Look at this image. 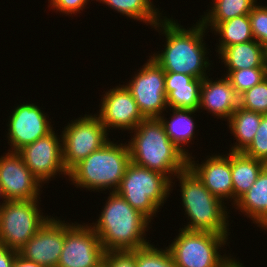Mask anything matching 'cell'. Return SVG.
<instances>
[{"label": "cell", "instance_id": "obj_1", "mask_svg": "<svg viewBox=\"0 0 267 267\" xmlns=\"http://www.w3.org/2000/svg\"><path fill=\"white\" fill-rule=\"evenodd\" d=\"M197 21L186 29L175 19L164 16L153 27L158 33L164 34L166 40L163 50L154 52L150 57L165 72L182 73L198 79L207 77L206 71L212 66V61L206 55L209 49L203 39L207 29Z\"/></svg>", "mask_w": 267, "mask_h": 267}, {"label": "cell", "instance_id": "obj_2", "mask_svg": "<svg viewBox=\"0 0 267 267\" xmlns=\"http://www.w3.org/2000/svg\"><path fill=\"white\" fill-rule=\"evenodd\" d=\"M107 198L99 219L88 223L98 235L104 251H133L150 244L146 232L150 230L151 222L116 191L110 192Z\"/></svg>", "mask_w": 267, "mask_h": 267}, {"label": "cell", "instance_id": "obj_3", "mask_svg": "<svg viewBox=\"0 0 267 267\" xmlns=\"http://www.w3.org/2000/svg\"><path fill=\"white\" fill-rule=\"evenodd\" d=\"M130 133L131 162L165 175L172 191L175 175L188 167V156L171 142L159 118H145Z\"/></svg>", "mask_w": 267, "mask_h": 267}, {"label": "cell", "instance_id": "obj_4", "mask_svg": "<svg viewBox=\"0 0 267 267\" xmlns=\"http://www.w3.org/2000/svg\"><path fill=\"white\" fill-rule=\"evenodd\" d=\"M175 177L180 181L182 207L189 220L181 229L230 235V213L226 209V203L208 191L189 167L177 173Z\"/></svg>", "mask_w": 267, "mask_h": 267}, {"label": "cell", "instance_id": "obj_5", "mask_svg": "<svg viewBox=\"0 0 267 267\" xmlns=\"http://www.w3.org/2000/svg\"><path fill=\"white\" fill-rule=\"evenodd\" d=\"M130 162L128 144L109 140L102 148L75 165L69 171L68 179L76 188L82 187L91 192L106 189L115 192Z\"/></svg>", "mask_w": 267, "mask_h": 267}, {"label": "cell", "instance_id": "obj_6", "mask_svg": "<svg viewBox=\"0 0 267 267\" xmlns=\"http://www.w3.org/2000/svg\"><path fill=\"white\" fill-rule=\"evenodd\" d=\"M116 192L150 222L171 192V181L162 173L130 162Z\"/></svg>", "mask_w": 267, "mask_h": 267}, {"label": "cell", "instance_id": "obj_7", "mask_svg": "<svg viewBox=\"0 0 267 267\" xmlns=\"http://www.w3.org/2000/svg\"><path fill=\"white\" fill-rule=\"evenodd\" d=\"M229 238L209 231L179 228V234L167 248L176 267H222L231 257V254H220Z\"/></svg>", "mask_w": 267, "mask_h": 267}, {"label": "cell", "instance_id": "obj_8", "mask_svg": "<svg viewBox=\"0 0 267 267\" xmlns=\"http://www.w3.org/2000/svg\"><path fill=\"white\" fill-rule=\"evenodd\" d=\"M39 199L5 200L0 208V244L19 251L51 216H44Z\"/></svg>", "mask_w": 267, "mask_h": 267}, {"label": "cell", "instance_id": "obj_9", "mask_svg": "<svg viewBox=\"0 0 267 267\" xmlns=\"http://www.w3.org/2000/svg\"><path fill=\"white\" fill-rule=\"evenodd\" d=\"M61 135L63 162L68 172L111 140L96 114H85L84 117L71 120L64 127Z\"/></svg>", "mask_w": 267, "mask_h": 267}, {"label": "cell", "instance_id": "obj_10", "mask_svg": "<svg viewBox=\"0 0 267 267\" xmlns=\"http://www.w3.org/2000/svg\"><path fill=\"white\" fill-rule=\"evenodd\" d=\"M135 75V76H134ZM129 82L125 83L145 118H159L168 112L165 92V71L149 56Z\"/></svg>", "mask_w": 267, "mask_h": 267}, {"label": "cell", "instance_id": "obj_11", "mask_svg": "<svg viewBox=\"0 0 267 267\" xmlns=\"http://www.w3.org/2000/svg\"><path fill=\"white\" fill-rule=\"evenodd\" d=\"M104 253L90 225L64 221V245L57 267H97L103 262Z\"/></svg>", "mask_w": 267, "mask_h": 267}, {"label": "cell", "instance_id": "obj_12", "mask_svg": "<svg viewBox=\"0 0 267 267\" xmlns=\"http://www.w3.org/2000/svg\"><path fill=\"white\" fill-rule=\"evenodd\" d=\"M60 138L62 135L56 134L53 130L47 136L37 139L18 151L25 165L42 184L51 181V178L58 174L68 177L69 172L64 166Z\"/></svg>", "mask_w": 267, "mask_h": 267}, {"label": "cell", "instance_id": "obj_13", "mask_svg": "<svg viewBox=\"0 0 267 267\" xmlns=\"http://www.w3.org/2000/svg\"><path fill=\"white\" fill-rule=\"evenodd\" d=\"M47 115L34 103L23 102L15 107L7 122V138L11 147L8 151L18 152L24 146L51 133L53 126Z\"/></svg>", "mask_w": 267, "mask_h": 267}, {"label": "cell", "instance_id": "obj_14", "mask_svg": "<svg viewBox=\"0 0 267 267\" xmlns=\"http://www.w3.org/2000/svg\"><path fill=\"white\" fill-rule=\"evenodd\" d=\"M0 157V188L5 200L40 198L42 183L25 165L18 152L8 151Z\"/></svg>", "mask_w": 267, "mask_h": 267}, {"label": "cell", "instance_id": "obj_15", "mask_svg": "<svg viewBox=\"0 0 267 267\" xmlns=\"http://www.w3.org/2000/svg\"><path fill=\"white\" fill-rule=\"evenodd\" d=\"M100 100L99 114L96 115L107 132L111 128L133 131L145 119L125 84L109 89Z\"/></svg>", "mask_w": 267, "mask_h": 267}, {"label": "cell", "instance_id": "obj_16", "mask_svg": "<svg viewBox=\"0 0 267 267\" xmlns=\"http://www.w3.org/2000/svg\"><path fill=\"white\" fill-rule=\"evenodd\" d=\"M64 245V220L50 217L18 251L25 260L44 267H57Z\"/></svg>", "mask_w": 267, "mask_h": 267}, {"label": "cell", "instance_id": "obj_17", "mask_svg": "<svg viewBox=\"0 0 267 267\" xmlns=\"http://www.w3.org/2000/svg\"><path fill=\"white\" fill-rule=\"evenodd\" d=\"M227 155V156H226ZM206 160L199 164L191 155L188 157V167L203 182L204 186L213 195L224 202L229 200L233 206V181L231 175V151L223 155H208ZM193 159V160H192Z\"/></svg>", "mask_w": 267, "mask_h": 267}, {"label": "cell", "instance_id": "obj_18", "mask_svg": "<svg viewBox=\"0 0 267 267\" xmlns=\"http://www.w3.org/2000/svg\"><path fill=\"white\" fill-rule=\"evenodd\" d=\"M216 79L203 78L198 111L206 110L215 118L228 121L239 106V96L225 76Z\"/></svg>", "mask_w": 267, "mask_h": 267}, {"label": "cell", "instance_id": "obj_19", "mask_svg": "<svg viewBox=\"0 0 267 267\" xmlns=\"http://www.w3.org/2000/svg\"><path fill=\"white\" fill-rule=\"evenodd\" d=\"M203 79L182 73L165 72L167 107L198 110Z\"/></svg>", "mask_w": 267, "mask_h": 267}, {"label": "cell", "instance_id": "obj_20", "mask_svg": "<svg viewBox=\"0 0 267 267\" xmlns=\"http://www.w3.org/2000/svg\"><path fill=\"white\" fill-rule=\"evenodd\" d=\"M233 206L258 227L267 230V165L253 186Z\"/></svg>", "mask_w": 267, "mask_h": 267}, {"label": "cell", "instance_id": "obj_21", "mask_svg": "<svg viewBox=\"0 0 267 267\" xmlns=\"http://www.w3.org/2000/svg\"><path fill=\"white\" fill-rule=\"evenodd\" d=\"M216 56L227 71L266 67L264 46L256 40L224 47Z\"/></svg>", "mask_w": 267, "mask_h": 267}, {"label": "cell", "instance_id": "obj_22", "mask_svg": "<svg viewBox=\"0 0 267 267\" xmlns=\"http://www.w3.org/2000/svg\"><path fill=\"white\" fill-rule=\"evenodd\" d=\"M266 165L265 162L249 157L243 152H231L233 205L253 186Z\"/></svg>", "mask_w": 267, "mask_h": 267}, {"label": "cell", "instance_id": "obj_23", "mask_svg": "<svg viewBox=\"0 0 267 267\" xmlns=\"http://www.w3.org/2000/svg\"><path fill=\"white\" fill-rule=\"evenodd\" d=\"M168 109L172 112L169 120L164 117L166 115L164 113L159 117V119L171 142L189 157L190 152H188V150L184 147H186L187 144L195 138L194 135L197 126L195 125V120L193 119L194 116L192 115L195 112L199 113V111L191 109Z\"/></svg>", "mask_w": 267, "mask_h": 267}, {"label": "cell", "instance_id": "obj_24", "mask_svg": "<svg viewBox=\"0 0 267 267\" xmlns=\"http://www.w3.org/2000/svg\"><path fill=\"white\" fill-rule=\"evenodd\" d=\"M210 31L219 37L217 53L224 47L245 43L254 40L249 15H241L224 22H201Z\"/></svg>", "mask_w": 267, "mask_h": 267}, {"label": "cell", "instance_id": "obj_25", "mask_svg": "<svg viewBox=\"0 0 267 267\" xmlns=\"http://www.w3.org/2000/svg\"><path fill=\"white\" fill-rule=\"evenodd\" d=\"M263 114L249 111L238 106L227 121V125L236 142L231 152H243L253 141L260 126Z\"/></svg>", "mask_w": 267, "mask_h": 267}, {"label": "cell", "instance_id": "obj_26", "mask_svg": "<svg viewBox=\"0 0 267 267\" xmlns=\"http://www.w3.org/2000/svg\"><path fill=\"white\" fill-rule=\"evenodd\" d=\"M106 4L127 18L141 21L153 28L162 18V13L151 0H96Z\"/></svg>", "mask_w": 267, "mask_h": 267}, {"label": "cell", "instance_id": "obj_27", "mask_svg": "<svg viewBox=\"0 0 267 267\" xmlns=\"http://www.w3.org/2000/svg\"><path fill=\"white\" fill-rule=\"evenodd\" d=\"M211 9L199 18L200 22H224L241 15H248L257 0H212Z\"/></svg>", "mask_w": 267, "mask_h": 267}, {"label": "cell", "instance_id": "obj_28", "mask_svg": "<svg viewBox=\"0 0 267 267\" xmlns=\"http://www.w3.org/2000/svg\"><path fill=\"white\" fill-rule=\"evenodd\" d=\"M224 76L230 81L237 95L240 96L267 77V67L226 71Z\"/></svg>", "mask_w": 267, "mask_h": 267}, {"label": "cell", "instance_id": "obj_29", "mask_svg": "<svg viewBox=\"0 0 267 267\" xmlns=\"http://www.w3.org/2000/svg\"><path fill=\"white\" fill-rule=\"evenodd\" d=\"M164 248H155V245L151 243L136 249V267H176L169 249Z\"/></svg>", "mask_w": 267, "mask_h": 267}, {"label": "cell", "instance_id": "obj_30", "mask_svg": "<svg viewBox=\"0 0 267 267\" xmlns=\"http://www.w3.org/2000/svg\"><path fill=\"white\" fill-rule=\"evenodd\" d=\"M239 106L256 113L267 114V77L239 96Z\"/></svg>", "mask_w": 267, "mask_h": 267}, {"label": "cell", "instance_id": "obj_31", "mask_svg": "<svg viewBox=\"0 0 267 267\" xmlns=\"http://www.w3.org/2000/svg\"><path fill=\"white\" fill-rule=\"evenodd\" d=\"M251 22V30L258 43L267 45V6L256 3L248 14Z\"/></svg>", "mask_w": 267, "mask_h": 267}, {"label": "cell", "instance_id": "obj_32", "mask_svg": "<svg viewBox=\"0 0 267 267\" xmlns=\"http://www.w3.org/2000/svg\"><path fill=\"white\" fill-rule=\"evenodd\" d=\"M243 153L267 164V114L262 116L260 126L253 141Z\"/></svg>", "mask_w": 267, "mask_h": 267}, {"label": "cell", "instance_id": "obj_33", "mask_svg": "<svg viewBox=\"0 0 267 267\" xmlns=\"http://www.w3.org/2000/svg\"><path fill=\"white\" fill-rule=\"evenodd\" d=\"M103 262L107 267H136L135 250L105 252Z\"/></svg>", "mask_w": 267, "mask_h": 267}, {"label": "cell", "instance_id": "obj_34", "mask_svg": "<svg viewBox=\"0 0 267 267\" xmlns=\"http://www.w3.org/2000/svg\"><path fill=\"white\" fill-rule=\"evenodd\" d=\"M50 7L52 10H57L59 13L67 14L71 16L72 14L81 13L85 9L86 5L90 2V0H48ZM92 1V0H91ZM50 5V6H49Z\"/></svg>", "mask_w": 267, "mask_h": 267}, {"label": "cell", "instance_id": "obj_35", "mask_svg": "<svg viewBox=\"0 0 267 267\" xmlns=\"http://www.w3.org/2000/svg\"><path fill=\"white\" fill-rule=\"evenodd\" d=\"M18 251L0 244V267H12Z\"/></svg>", "mask_w": 267, "mask_h": 267}, {"label": "cell", "instance_id": "obj_36", "mask_svg": "<svg viewBox=\"0 0 267 267\" xmlns=\"http://www.w3.org/2000/svg\"><path fill=\"white\" fill-rule=\"evenodd\" d=\"M12 267H44L35 262L25 260L19 254L16 256Z\"/></svg>", "mask_w": 267, "mask_h": 267}, {"label": "cell", "instance_id": "obj_37", "mask_svg": "<svg viewBox=\"0 0 267 267\" xmlns=\"http://www.w3.org/2000/svg\"><path fill=\"white\" fill-rule=\"evenodd\" d=\"M222 267H245L240 260L238 261L237 259L231 257L222 265Z\"/></svg>", "mask_w": 267, "mask_h": 267}, {"label": "cell", "instance_id": "obj_38", "mask_svg": "<svg viewBox=\"0 0 267 267\" xmlns=\"http://www.w3.org/2000/svg\"><path fill=\"white\" fill-rule=\"evenodd\" d=\"M265 65L267 67V45L264 47Z\"/></svg>", "mask_w": 267, "mask_h": 267}, {"label": "cell", "instance_id": "obj_39", "mask_svg": "<svg viewBox=\"0 0 267 267\" xmlns=\"http://www.w3.org/2000/svg\"><path fill=\"white\" fill-rule=\"evenodd\" d=\"M0 199H2V201H4V198H3V195H2V192H1V188H0ZM2 205H3V202L2 203L0 202V208H1Z\"/></svg>", "mask_w": 267, "mask_h": 267}, {"label": "cell", "instance_id": "obj_40", "mask_svg": "<svg viewBox=\"0 0 267 267\" xmlns=\"http://www.w3.org/2000/svg\"><path fill=\"white\" fill-rule=\"evenodd\" d=\"M97 267H107V265L104 262H102Z\"/></svg>", "mask_w": 267, "mask_h": 267}]
</instances>
